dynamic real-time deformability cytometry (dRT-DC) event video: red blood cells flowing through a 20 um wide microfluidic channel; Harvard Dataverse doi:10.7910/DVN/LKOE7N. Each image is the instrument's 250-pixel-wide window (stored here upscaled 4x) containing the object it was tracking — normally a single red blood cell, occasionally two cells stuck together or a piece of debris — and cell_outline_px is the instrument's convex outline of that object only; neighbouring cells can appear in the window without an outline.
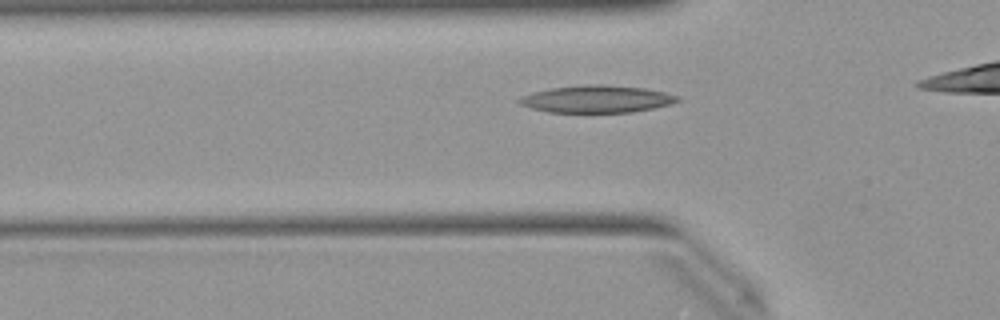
{"species": "Egyptian fruit bat (a non-hibernating species)", "species_latin": "Rousettus aegyptiacus", "temperature_condition": "warm", "stored_images_in_passage": 32, "camera_frame_rate_fps": 3000, "um_per_image_px": 0.085, "animal": {"sex": "female"}, "frame": {"image": 1, "passage_image": 7, "time_ms": 2.0, "image_size_px": [1000, 320], "cell_outline_px": [[680, 100], [672, 104], [632, 112], [548, 112], [532, 108], [520, 104], [516, 100], [532, 92], [552, 88], [580, 84], [600, 84], [644, 88], [664, 92], [680, 96]], "centroid_in_image_um": [50.74, 8.41], "position_along_channel_um": 75.1, "area_um2": 25.09}}
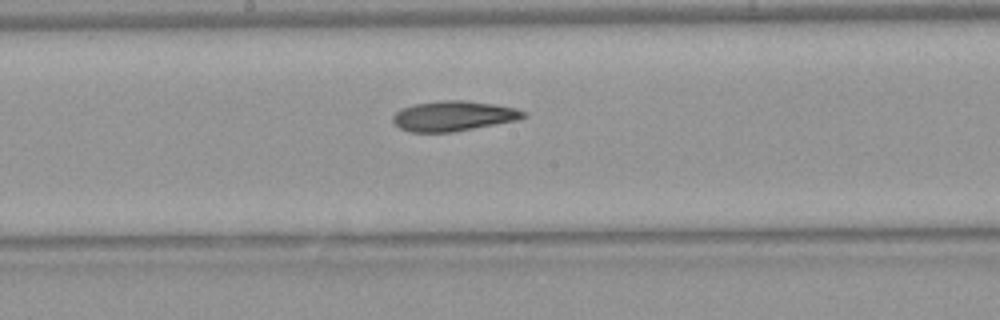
{"frame": {"image": 2, "passage_image": 17, "time_ms": 5.333, "image_size_px": [1000, 320], "cell_outline_px": [[528, 116], [520, 120], [452, 132], [408, 132], [400, 128], [392, 120], [392, 116], [400, 108], [412, 104], [440, 100], [460, 100], [496, 104], [516, 108], [524, 112]], "centroid_in_image_um": [38.54, 9.85], "position_along_channel_um": 209.7, "area_um2": 23.12}}
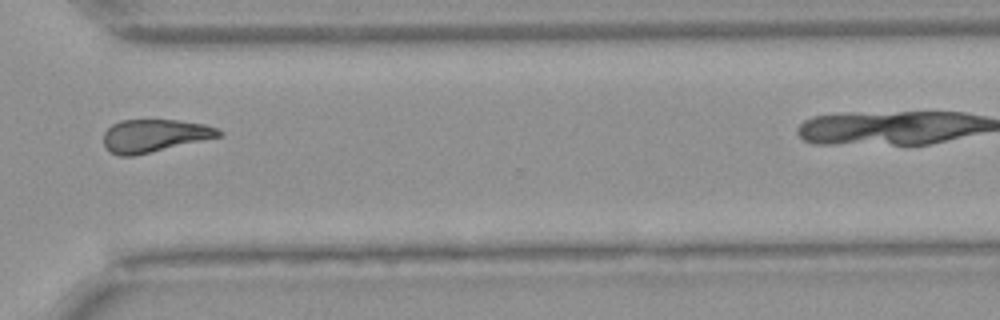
{"frame": {"image": 3, "passage_image": 28, "time_ms": 9.0, "image_size_px": [1000, 320], "cell_outline_px": [[224, 132], [220, 136], [132, 156], [120, 156], [108, 152], [104, 144], [104, 132], [112, 124], [120, 120], [180, 120], [204, 124], [216, 128]], "centroid_in_image_um": [13.08, 11.52], "position_along_channel_um": 357.5, "area_um2": 21.79}}